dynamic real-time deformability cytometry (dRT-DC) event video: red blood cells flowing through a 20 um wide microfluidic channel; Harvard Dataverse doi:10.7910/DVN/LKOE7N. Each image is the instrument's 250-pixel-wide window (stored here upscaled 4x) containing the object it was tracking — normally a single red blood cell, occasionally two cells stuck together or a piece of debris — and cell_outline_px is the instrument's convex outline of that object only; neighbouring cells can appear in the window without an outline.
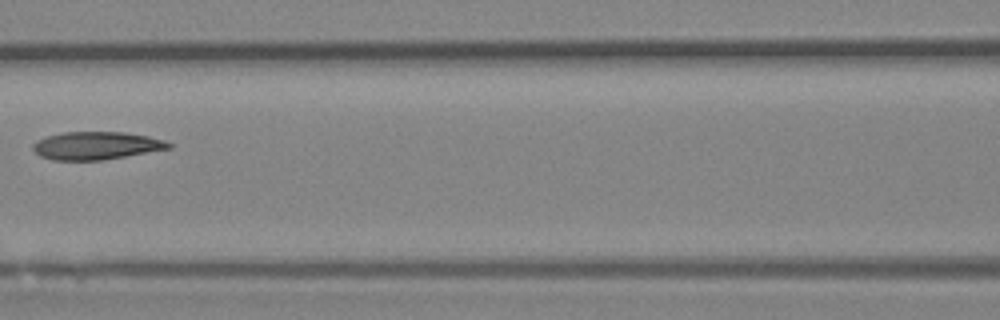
{"species": "Egyptian fruit bat (a non-hibernating species)", "species_latin": "Rousettus aegyptiacus", "temperature_condition": "room temperature", "stored_images_in_passage": 6, "camera_frame_rate_fps": 3000, "um_per_image_px": 0.085, "animal": {"sex": "female"}, "frame": {"image": 1, "passage_image": 6, "time_ms": 1.667, "image_size_px": [1000, 320], "cell_outline_px": [[172, 148], [104, 160], [52, 160], [40, 156], [32, 148], [32, 144], [36, 140], [48, 136], [64, 132], [124, 132], [148, 136], [164, 140], [172, 144]], "centroid_in_image_um": [8.19, 12.38], "position_along_channel_um": 158.4, "area_um2": 22.08}}